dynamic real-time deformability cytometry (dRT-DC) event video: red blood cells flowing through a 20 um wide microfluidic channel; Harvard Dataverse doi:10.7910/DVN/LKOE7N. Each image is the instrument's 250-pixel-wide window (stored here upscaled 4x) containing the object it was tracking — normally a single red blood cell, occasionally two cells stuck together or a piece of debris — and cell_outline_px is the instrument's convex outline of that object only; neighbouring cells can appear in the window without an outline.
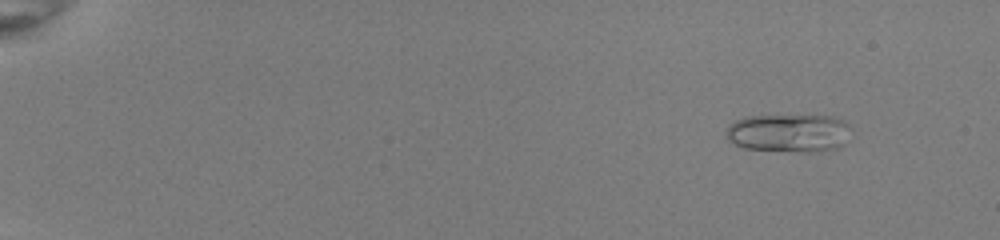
{"species": "common noctule bat (a hibernating species)", "species_latin": "Nyctalus noctula", "temperature_condition": "room temperature", "stored_images_in_passage": 53, "camera_frame_rate_fps": 3000, "um_per_image_px": 0.085, "animal": {"sex": "female", "body_mass_g": 22.0, "forearm_length_mm": 56.7}, "frame": {"image": 1, "passage_image": 6, "time_ms": 1.667, "image_size_px": [1000, 240], "cell_outline_px": [[852, 128], [844, 144], [836, 148], [808, 152], [744, 148], [728, 140], [728, 124], [736, 120], [748, 116], [832, 116], [844, 120]], "centroid_in_image_um": [67.09, 11.29], "position_along_channel_um": 17.9, "area_um2": 27.57}}
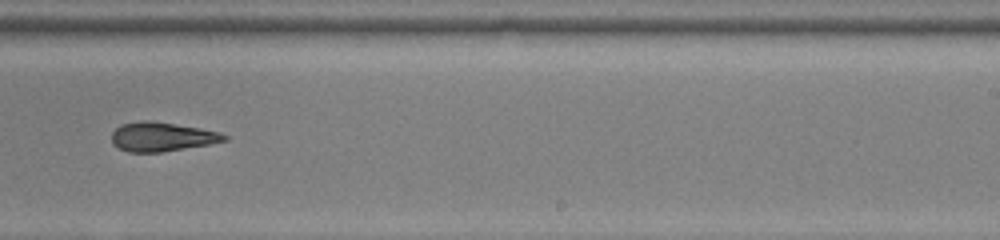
{"frame": {"image": 2, "passage_image": 36, "time_ms": 11.667, "image_size_px": [1000, 240], "cell_outline_px": [[228, 140], [208, 144], [160, 152], [128, 152], [112, 144], [112, 132], [120, 124], [144, 120], [148, 120], [200, 128], [220, 132], [228, 136]], "centroid_in_image_um": [13.74, 11.62], "position_along_channel_um": 275.3, "area_um2": 18.96}}
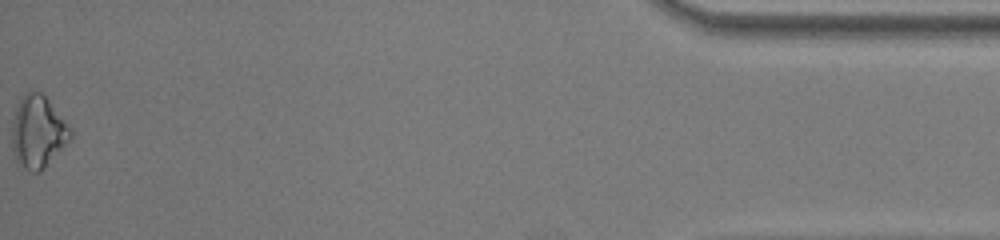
{"frame": {"image": 3, "passage_image": 53, "time_ms": 17.333, "image_size_px": [1000, 240], "cell_outline_px": [[72, 136], [44, 168], [40, 172], [32, 172], [20, 168], [16, 164], [12, 148], [12, 120], [16, 108], [24, 92], [40, 92], [48, 100], [72, 128]], "centroid_in_image_um": [3.19, 11.24], "position_along_channel_um": 432.0, "area_um2": 24.62}, "authors_computed_cell_mechanics": {"area_um2": 21.0392, "velocity_mm_per_s": 4.0419, "shape_relaxation_time_tau1_ms": null, "shape_relaxation_time_tau2_ms": 2.7672, "deformation_change_tau1": null, "deformation_change_tau2": 0.1041}}